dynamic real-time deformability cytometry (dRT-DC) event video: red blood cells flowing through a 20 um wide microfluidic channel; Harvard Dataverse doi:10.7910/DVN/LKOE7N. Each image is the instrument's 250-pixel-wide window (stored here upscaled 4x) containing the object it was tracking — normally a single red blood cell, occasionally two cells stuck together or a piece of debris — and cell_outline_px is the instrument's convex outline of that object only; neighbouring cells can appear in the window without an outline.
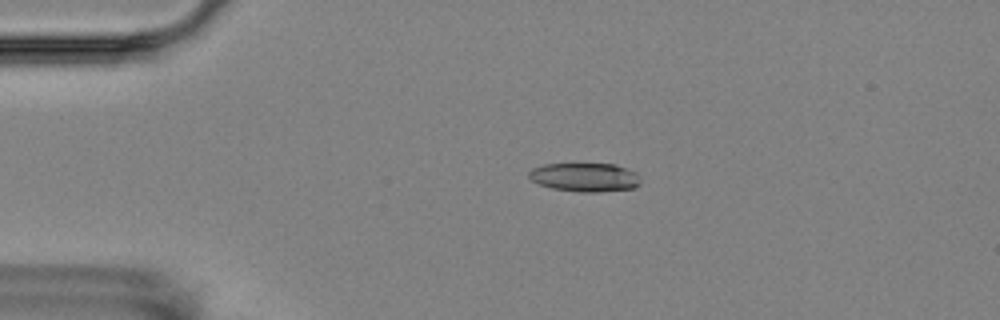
{"species": "Egyptian fruit bat (a non-hibernating species)", "species_latin": "Rousettus aegyptiacus", "temperature_condition": "room temperature", "stored_images_in_passage": 3, "camera_frame_rate_fps": 3000, "um_per_image_px": 0.085, "animal": {"sex": "female"}, "frame": {"image": 1, "passage_image": 3, "time_ms": 2.0, "image_size_px": [1000, 320], "cell_outline_px": [[640, 184], [632, 188], [596, 192], [580, 192], [552, 188], [540, 184], [532, 180], [528, 176], [528, 172], [532, 168], [544, 164], [616, 164], [636, 172], [640, 180]], "centroid_in_image_um": [49.71, 15.06], "position_along_channel_um": 35.3, "area_um2": 18.61}}